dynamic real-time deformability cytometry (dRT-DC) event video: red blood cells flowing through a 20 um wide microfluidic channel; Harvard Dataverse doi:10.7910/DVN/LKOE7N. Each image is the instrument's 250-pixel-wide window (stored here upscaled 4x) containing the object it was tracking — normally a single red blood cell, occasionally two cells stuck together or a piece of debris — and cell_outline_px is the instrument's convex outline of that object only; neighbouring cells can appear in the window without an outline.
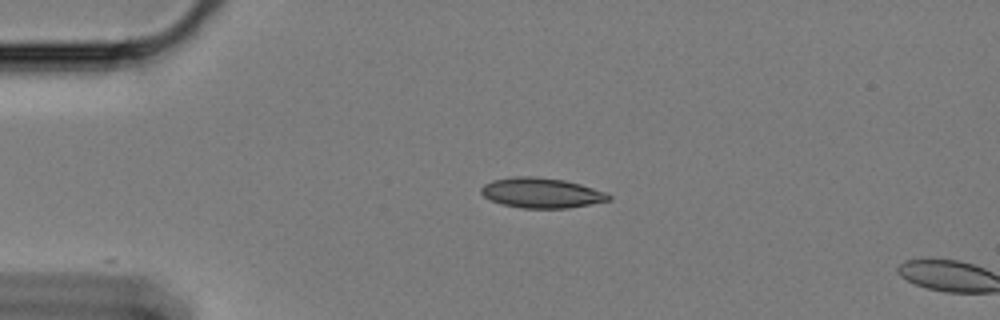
{"species": "Egyptian fruit bat (a non-hibernating species)", "species_latin": "Rousettus aegyptiacus", "temperature_condition": "cold", "stored_images_in_passage": 47, "camera_frame_rate_fps": 3000, "um_per_image_px": 0.085, "animal": {"sex": "female"}, "frame": {"image": 1, "passage_image": 1, "time_ms": 0.0, "image_size_px": [1000, 320], "cell_outline_px": [[612, 200], [568, 208], [520, 208], [504, 204], [492, 200], [484, 196], [480, 192], [480, 188], [484, 184], [492, 180], [516, 176], [532, 176], [564, 180], [580, 184], [604, 192], [612, 196]], "centroid_in_image_um": [46.02, 16.39], "position_along_channel_um": 39.0, "area_um2": 22.25}}
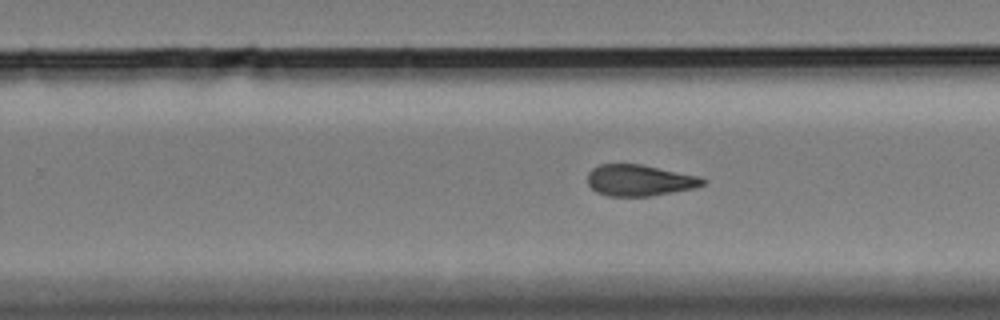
{"frame": {"image": 2, "passage_image": 25, "time_ms": 8.0, "image_size_px": [1000, 320], "cell_outline_px": [[708, 180], [704, 184], [696, 188], [648, 196], [608, 196], [596, 192], [588, 184], [588, 172], [592, 168], [600, 164], [640, 164], [696, 176]], "centroid_in_image_um": [54.33, 15.33], "position_along_channel_um": 275.5, "area_um2": 20.81}}
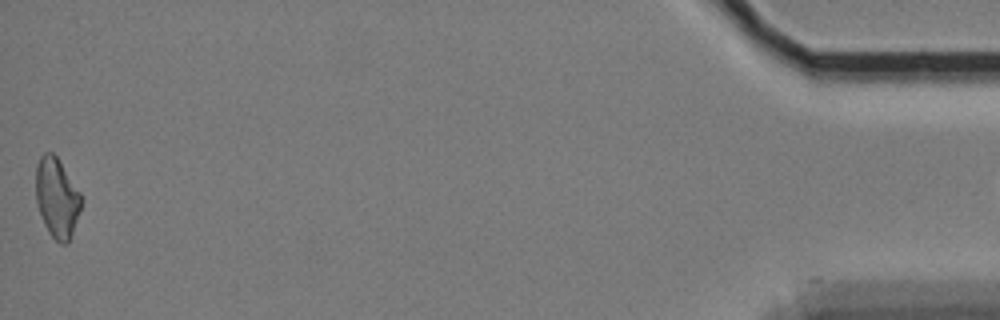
{"frame": {"image": 3, "passage_image": 47, "time_ms": 15.333, "image_size_px": [1000, 320], "cell_outline_px": [[84, 200], [68, 244], [60, 244], [48, 232], [44, 224], [36, 200], [36, 164], [40, 156], [44, 152], [52, 152], [56, 156], [80, 192]], "centroid_in_image_um": [4.84, 16.81], "position_along_channel_um": 430.4, "area_um2": 21.1}, "authors_computed_cell_mechanics": {"area_um2": 21.5594, "velocity_mm_per_s": 3.3453, "shape_relaxation_time_tau1_ms": null, "shape_relaxation_time_tau2_ms": 7.7718, "deformation_change_tau1": null, "deformation_change_tau2": 0.1588}}